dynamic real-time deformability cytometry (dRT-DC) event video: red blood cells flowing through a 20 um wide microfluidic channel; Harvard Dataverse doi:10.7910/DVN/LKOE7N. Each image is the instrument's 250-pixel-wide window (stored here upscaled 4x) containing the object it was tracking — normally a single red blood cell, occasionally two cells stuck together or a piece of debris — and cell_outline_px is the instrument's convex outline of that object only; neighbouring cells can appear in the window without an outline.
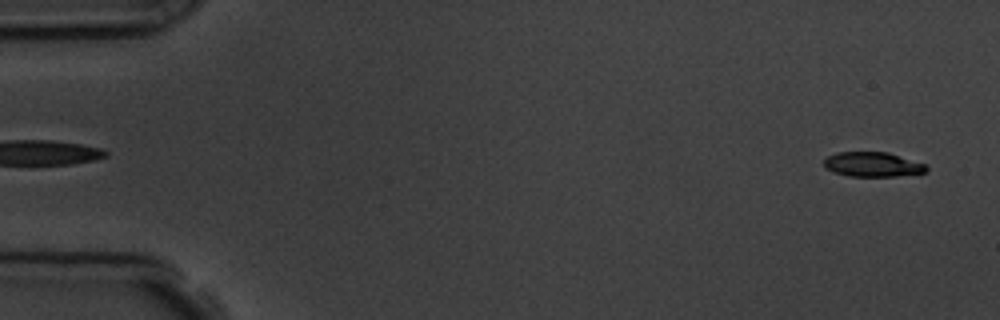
{"species": "common noctule bat (a hibernating species)", "species_latin": "Nyctalus noctula", "temperature_condition": "room temperature", "stored_images_in_passage": 7, "segment_of_instrument_passage": [2, 2], "camera_frame_rate_fps": 3000, "um_per_image_px": 0.085, "animal": {"sex": "male", "body_mass_g": 19.5, "forearm_length_mm": 54.6}, "frame": {"image": 1, "passage_image": 7, "time_ms": 7.667, "image_size_px": [1000, 320], "cell_outline_px": [[928, 168], [924, 172], [896, 176], [848, 176], [832, 172], [824, 168], [824, 160], [828, 156], [836, 152], [888, 152], [924, 164]], "centroid_in_image_um": [74.1, 13.97], "position_along_channel_um": 10.9, "area_um2": 14.62}}